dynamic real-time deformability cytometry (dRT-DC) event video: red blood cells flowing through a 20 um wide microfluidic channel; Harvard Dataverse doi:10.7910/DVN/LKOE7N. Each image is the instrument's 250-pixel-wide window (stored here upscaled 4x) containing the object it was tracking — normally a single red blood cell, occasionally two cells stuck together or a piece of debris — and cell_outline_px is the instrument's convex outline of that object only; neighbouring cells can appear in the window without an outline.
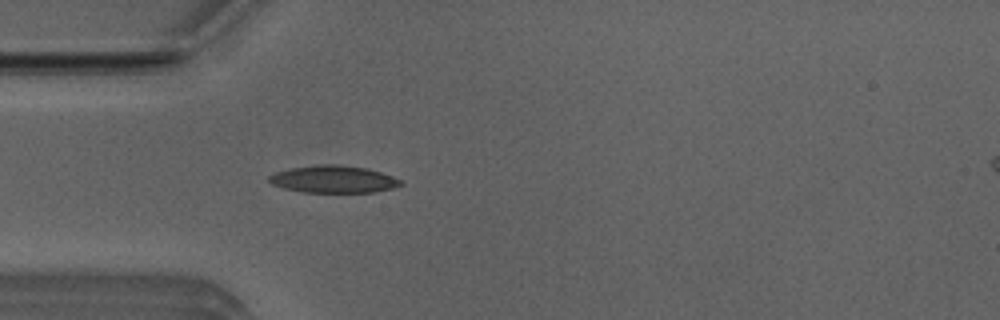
{"species": "Egyptian fruit bat (a non-hibernating species)", "species_latin": "Rousettus aegyptiacus", "temperature_condition": "room temperature", "stored_images_in_passage": 39, "camera_frame_rate_fps": 3000, "um_per_image_px": 0.085, "animal": {"sex": "male"}, "frame": {"image": 1, "passage_image": 1, "time_ms": 0.0, "image_size_px": [1000, 320], "cell_outline_px": [[404, 184], [392, 188], [372, 192], [304, 192], [284, 188], [272, 184], [268, 180], [268, 176], [276, 172], [292, 168], [320, 164], [336, 164], [368, 168], [380, 172], [400, 180]], "centroid_in_image_um": [28.33, 15.23], "position_along_channel_um": 56.7, "area_um2": 20.69}}
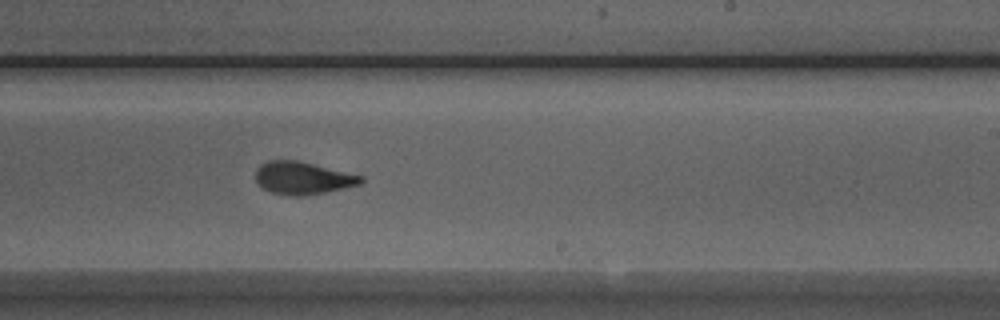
{"frame": {"image": 2, "passage_image": 17, "time_ms": 5.333, "image_size_px": [1000, 320], "cell_outline_px": [[364, 180], [360, 184], [324, 192], [304, 196], [288, 196], [272, 192], [264, 188], [256, 180], [256, 168], [260, 164], [268, 160], [296, 160], [364, 176]], "centroid_in_image_um": [25.72, 15.13], "position_along_channel_um": 263.3, "area_um2": 19.83}}
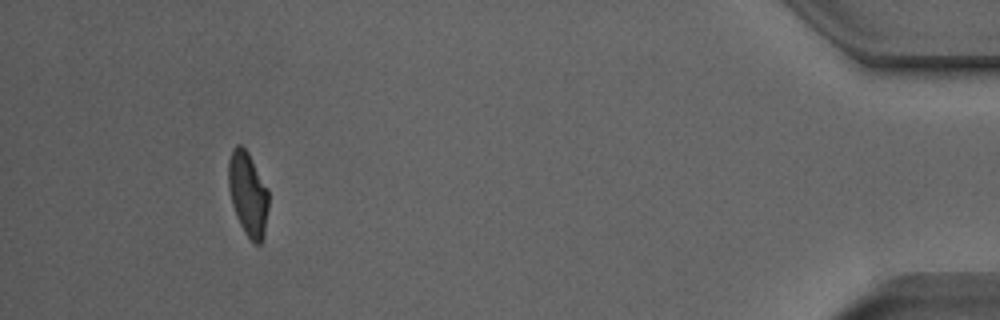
{"frame": {"image": 3, "passage_image": 34, "time_ms": 11.0, "image_size_px": [1000, 320], "cell_outline_px": [[268, 208], [264, 236], [260, 244], [252, 244], [244, 232], [236, 216], [232, 204], [228, 188], [228, 164], [232, 148], [236, 144], [240, 144], [248, 152], [268, 188]], "centroid_in_image_um": [21.07, 16.49], "position_along_channel_um": 414.1, "area_um2": 19.88}, "authors_computed_cell_mechanics": {"area_um2": 19.941, "velocity_mm_per_s": 3.9387, "shape_relaxation_time_tau1_ms": 2.8005, "shape_relaxation_time_tau2_ms": 1.292, "deformation_change_tau1": 0.1665, "deformation_change_tau2": 0.0894}}